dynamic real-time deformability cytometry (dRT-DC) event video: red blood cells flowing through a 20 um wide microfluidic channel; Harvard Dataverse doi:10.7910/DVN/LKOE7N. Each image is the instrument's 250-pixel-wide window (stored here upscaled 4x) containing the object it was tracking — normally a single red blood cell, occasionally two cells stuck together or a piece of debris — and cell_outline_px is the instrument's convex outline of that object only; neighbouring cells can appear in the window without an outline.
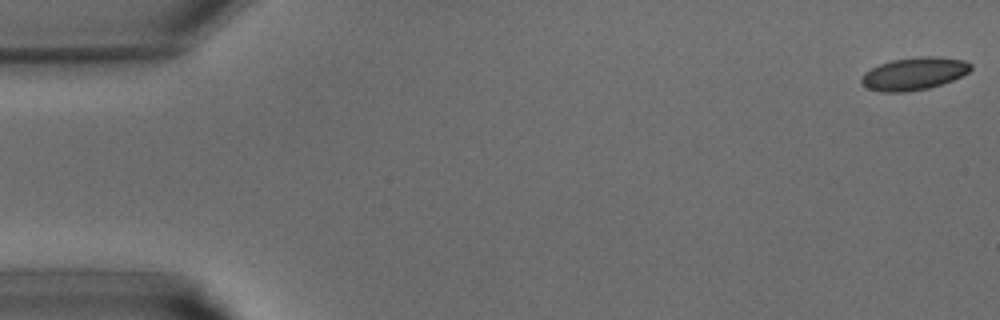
{"species": "common noctule bat (a hibernating species)", "species_latin": "Nyctalus noctula", "temperature_condition": "warm", "stored_images_in_passage": 40, "camera_frame_rate_fps": 3000, "um_per_image_px": 0.085, "animal": {"sex": "male", "body_mass_g": 15.6}, "frame": {"image": 1, "passage_image": 1, "time_ms": 0.0, "image_size_px": [1000, 320], "cell_outline_px": [[972, 68], [968, 72], [952, 80], [928, 88], [904, 92], [880, 92], [864, 88], [860, 84], [860, 80], [864, 72], [880, 64], [892, 60], [916, 56], [932, 56], [964, 60], [972, 64]], "centroid_in_image_um": [77.64, 6.26], "position_along_channel_um": 7.4, "area_um2": 20.87}}
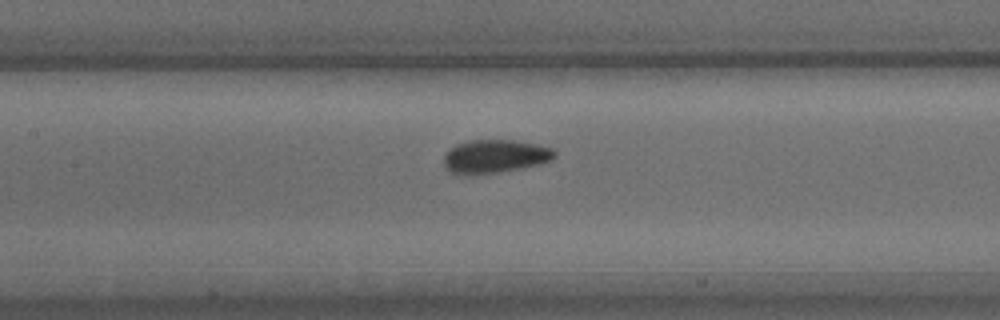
{"frame": {"image": 2, "passage_image": 19, "time_ms": 6.0, "image_size_px": [1000, 320], "cell_outline_px": [[556, 156], [552, 160], [540, 164], [520, 168], [472, 176], [460, 176], [448, 172], [444, 164], [444, 156], [448, 148], [456, 144], [472, 140], [516, 140], [536, 144], [552, 148], [556, 152]], "centroid_in_image_um": [42.02, 13.31], "position_along_channel_um": 165.4, "area_um2": 21.96}}
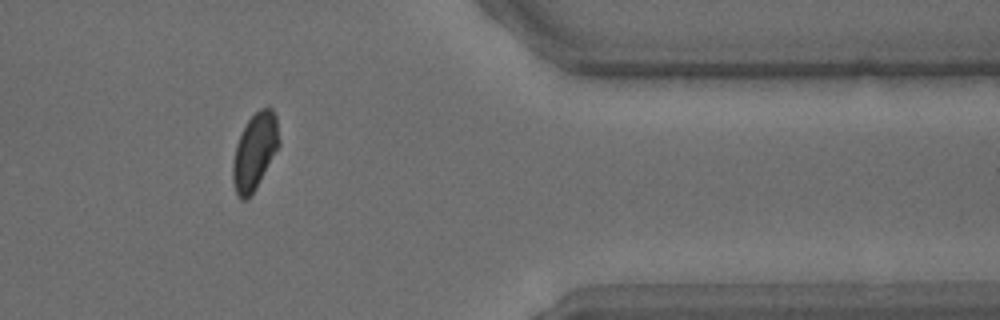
{"frame": {"image": 3, "passage_image": 34, "time_ms": 11.0, "image_size_px": [1000, 320], "cell_outline_px": [[280, 144], [256, 188], [244, 200], [240, 200], [236, 192], [232, 180], [232, 160], [236, 144], [248, 120], [260, 108], [268, 104], [272, 108], [276, 116], [280, 140]], "centroid_in_image_um": [21.66, 12.83], "position_along_channel_um": 389.7, "area_um2": 20.58}}